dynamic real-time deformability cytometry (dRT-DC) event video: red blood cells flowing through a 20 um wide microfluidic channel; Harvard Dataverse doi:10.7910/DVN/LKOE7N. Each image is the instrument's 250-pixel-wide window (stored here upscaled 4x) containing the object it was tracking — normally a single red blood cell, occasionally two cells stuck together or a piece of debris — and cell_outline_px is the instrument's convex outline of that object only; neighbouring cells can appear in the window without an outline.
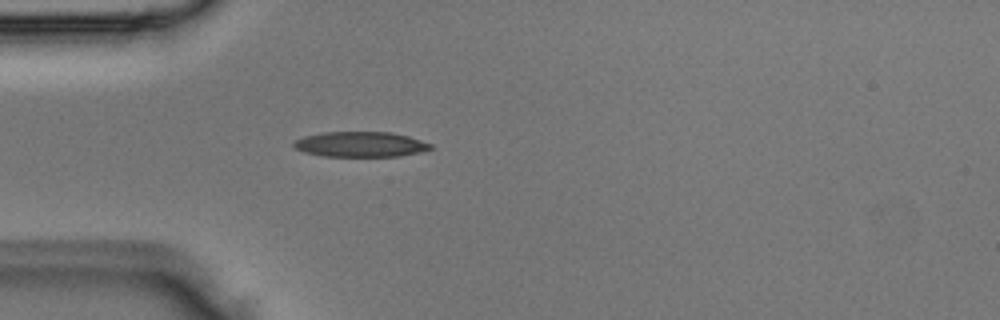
{"species": "Egyptian fruit bat (a non-hibernating species)", "species_latin": "Rousettus aegyptiacus", "temperature_condition": "room temperature", "stored_images_in_passage": 4, "camera_frame_rate_fps": 3000, "um_per_image_px": 0.085, "animal": {"sex": "male"}, "frame": {"image": 1, "passage_image": 4, "time_ms": 1.0, "image_size_px": [1000, 320], "cell_outline_px": [[432, 148], [420, 152], [400, 156], [320, 156], [304, 152], [292, 148], [292, 144], [296, 140], [304, 136], [320, 132], [392, 132], [408, 136], [432, 144]], "centroid_in_image_um": [30.59, 12.26], "position_along_channel_um": 54.4, "area_um2": 20.23}}